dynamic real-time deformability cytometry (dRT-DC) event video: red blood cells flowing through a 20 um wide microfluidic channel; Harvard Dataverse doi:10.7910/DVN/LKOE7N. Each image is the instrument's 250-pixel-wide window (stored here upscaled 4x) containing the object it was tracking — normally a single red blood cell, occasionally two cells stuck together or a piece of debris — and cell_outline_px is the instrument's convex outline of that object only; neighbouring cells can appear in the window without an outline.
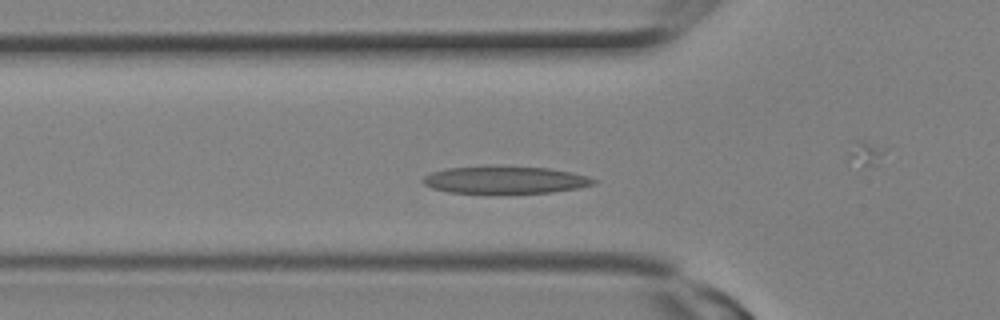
{"species": "Egyptian fruit bat (a non-hibernating species)", "species_latin": "Rousettus aegyptiacus", "temperature_condition": "room temperature", "stored_images_in_passage": 16, "camera_frame_rate_fps": 3000, "um_per_image_px": 0.085, "animal": {"sex": "female"}, "frame": {"image": 1, "passage_image": 8, "time_ms": 2.333, "image_size_px": [1000, 320], "cell_outline_px": [[596, 184], [576, 188], [552, 192], [448, 192], [432, 188], [424, 184], [420, 180], [424, 176], [432, 172], [448, 168], [548, 168], [572, 172], [588, 176], [596, 180]], "centroid_in_image_um": [42.95, 15.31], "position_along_channel_um": 82.8, "area_um2": 25.95}}
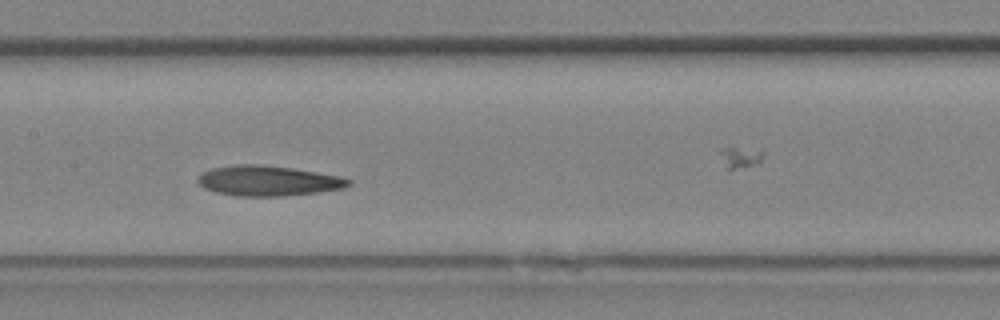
{"frame": {"image": 2, "passage_image": 12, "time_ms": 3.667, "image_size_px": [1000, 320], "cell_outline_px": [[352, 184], [344, 188], [320, 192], [280, 196], [236, 196], [216, 192], [204, 188], [196, 180], [204, 172], [212, 168], [236, 164], [256, 164], [292, 168], [340, 176], [352, 180]], "centroid_in_image_um": [22.81, 15.37], "position_along_channel_um": 184.6, "area_um2": 26.47}}
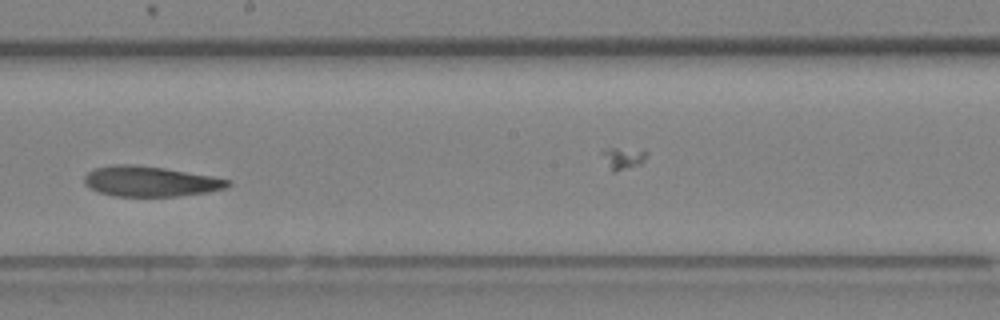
{"frame": {"image": 3, "passage_image": 14, "time_ms": 4.333, "image_size_px": [1000, 320], "cell_outline_px": [[232, 184], [224, 188], [208, 192], [176, 196], [112, 196], [100, 192], [84, 184], [84, 176], [92, 168], [112, 164], [136, 164], [164, 168], [212, 176], [232, 180]], "centroid_in_image_um": [12.76, 15.4], "position_along_channel_um": 235.4, "area_um2": 25.43}}